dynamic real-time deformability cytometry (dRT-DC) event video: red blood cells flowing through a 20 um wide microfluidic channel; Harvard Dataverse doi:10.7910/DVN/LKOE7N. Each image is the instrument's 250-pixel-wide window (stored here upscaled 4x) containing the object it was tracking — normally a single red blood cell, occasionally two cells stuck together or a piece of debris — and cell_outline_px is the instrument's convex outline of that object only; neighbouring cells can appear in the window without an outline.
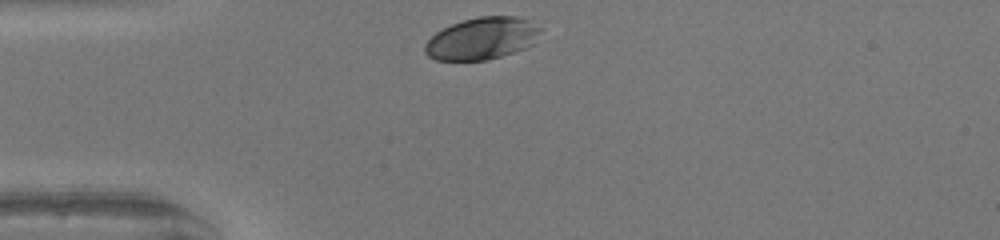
{"species": "human", "species_latin": "Homo sapiens", "temperature_condition": "warm", "stored_images_in_passage": 27, "camera_frame_rate_fps": 3000, "um_per_image_px": 0.085, "donor": {"sex": "female"}, "frame": {"image": 1, "passage_image": 1, "time_ms": 0.0, "image_size_px": [1000, 240], "cell_outline_px": [[540, 32], [532, 44], [524, 48], [488, 60], [436, 60], [428, 56], [424, 52], [424, 44], [436, 32], [452, 24], [464, 20], [480, 16], [520, 16], [528, 20], [540, 28]], "centroid_in_image_um": [40.94, 3.27], "position_along_channel_um": 44.1, "area_um2": 28.09}}
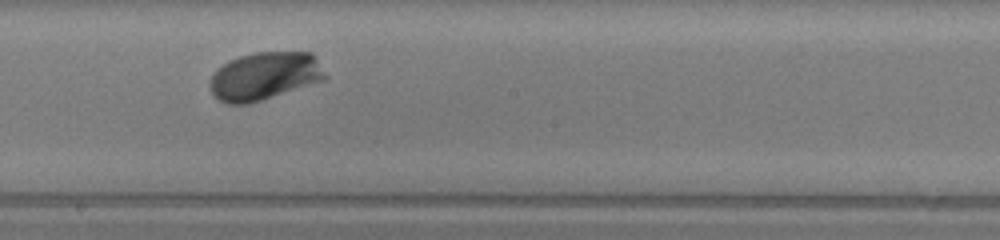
{"frame": {"image": 2, "passage_image": 16, "time_ms": 5.0, "image_size_px": [1000, 240], "cell_outline_px": [[328, 80], [248, 104], [228, 104], [220, 100], [212, 92], [212, 76], [216, 68], [240, 56], [256, 52], [312, 52], [316, 56], [328, 76]], "centroid_in_image_um": [22.58, 6.46], "position_along_channel_um": 225.6, "area_um2": 32.25}}
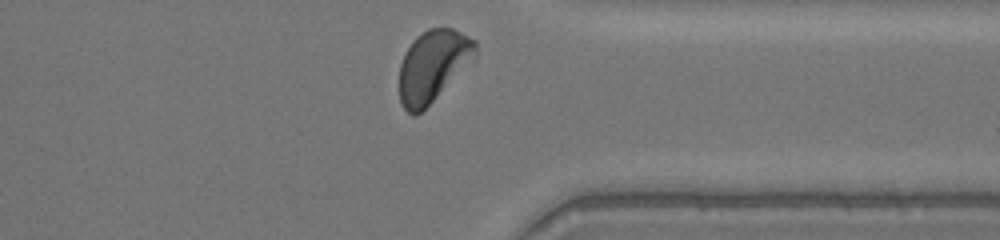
{"frame": {"image": 3, "passage_image": 27, "time_ms": 8.667, "image_size_px": [1000, 240], "cell_outline_px": [[476, 52], [436, 96], [420, 112], [412, 116], [400, 104], [400, 64], [404, 52], [416, 36], [428, 28], [452, 28], [476, 40]], "centroid_in_image_um": [36.72, 5.55], "position_along_channel_um": 374.7, "area_um2": 30.52}, "authors_computed_cell_mechanics": {"area_um2": 31.0964, "velocity_mm_per_s": 4.1337, "shape_relaxation_time_tau1_ms": 1.6911, "shape_relaxation_time_tau2_ms": null, "deformation_change_tau1": 0.1181, "deformation_change_tau2": null}}